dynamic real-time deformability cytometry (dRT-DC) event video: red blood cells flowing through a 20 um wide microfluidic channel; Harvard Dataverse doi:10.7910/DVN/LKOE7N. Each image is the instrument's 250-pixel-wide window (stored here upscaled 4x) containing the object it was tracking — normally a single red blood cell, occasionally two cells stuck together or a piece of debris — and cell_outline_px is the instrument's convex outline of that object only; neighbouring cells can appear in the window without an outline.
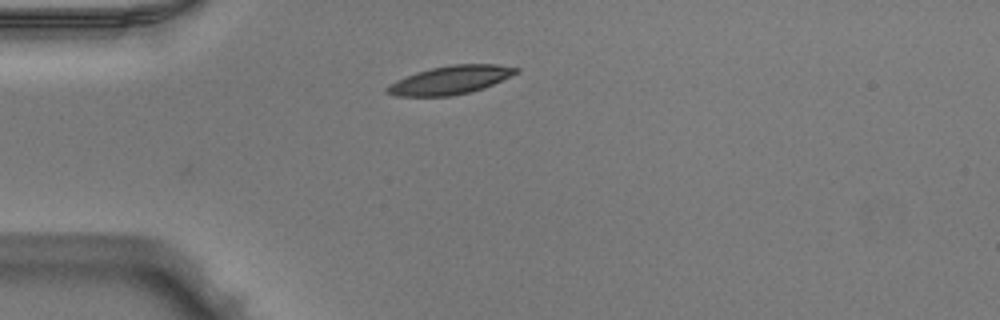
{"species": "Egyptian fruit bat (a non-hibernating species)", "species_latin": "Rousettus aegyptiacus", "temperature_condition": "warm", "stored_images_in_passage": 3, "camera_frame_rate_fps": 3000, "um_per_image_px": 0.085, "animal": {"sex": "male"}, "frame": {"image": 1, "passage_image": 1, "time_ms": 0.0, "image_size_px": [1000, 320], "cell_outline_px": [[520, 72], [484, 88], [452, 96], [396, 96], [384, 92], [384, 88], [388, 84], [396, 80], [416, 72], [432, 68], [452, 64], [496, 64], [520, 68]], "centroid_in_image_um": [38.26, 6.8], "position_along_channel_um": 46.7, "area_um2": 21.44}}